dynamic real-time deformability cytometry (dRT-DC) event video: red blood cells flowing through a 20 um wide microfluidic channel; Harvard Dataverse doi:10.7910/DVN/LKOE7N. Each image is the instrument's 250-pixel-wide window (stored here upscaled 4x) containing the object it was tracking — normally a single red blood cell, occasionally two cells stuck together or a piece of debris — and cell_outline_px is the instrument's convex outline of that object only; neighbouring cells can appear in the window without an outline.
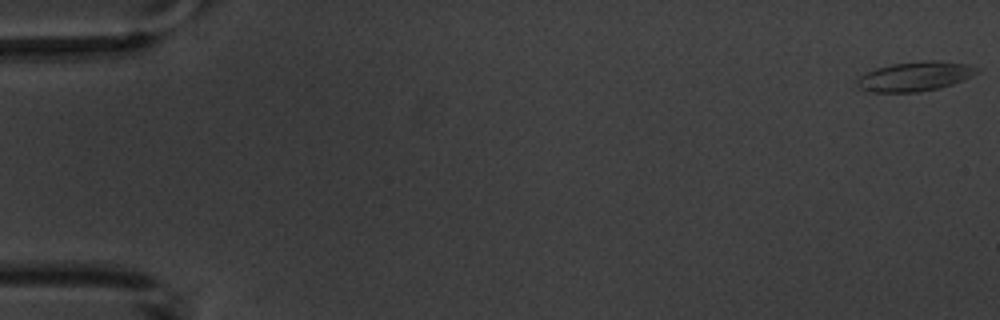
{"species": "common noctule bat (a hibernating species)", "species_latin": "Nyctalus noctula", "temperature_condition": "warm", "stored_images_in_passage": 5, "camera_frame_rate_fps": 3000, "um_per_image_px": 0.085, "animal": {"sex": "male", "body_mass_g": 20.1, "forearm_length_mm": 53.5}, "frame": {"image": 1, "passage_image": 1, "time_ms": 0.0, "image_size_px": [1000, 320], "cell_outline_px": [[980, 72], [964, 80], [940, 88], [920, 92], [868, 92], [860, 88], [856, 84], [856, 80], [860, 76], [876, 68], [892, 64], [924, 60], [936, 60], [968, 64], [980, 68]], "centroid_in_image_um": [77.81, 6.49], "position_along_channel_um": 7.2, "area_um2": 20.81}}